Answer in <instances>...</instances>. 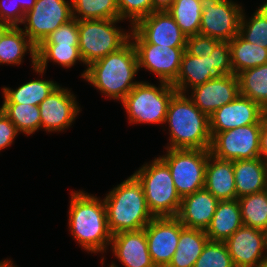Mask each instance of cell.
Segmentation results:
<instances>
[{"mask_svg": "<svg viewBox=\"0 0 267 267\" xmlns=\"http://www.w3.org/2000/svg\"><path fill=\"white\" fill-rule=\"evenodd\" d=\"M69 203V231L77 244L88 253L105 254L112 234L104 200L80 190L71 193Z\"/></svg>", "mask_w": 267, "mask_h": 267, "instance_id": "cell-1", "label": "cell"}, {"mask_svg": "<svg viewBox=\"0 0 267 267\" xmlns=\"http://www.w3.org/2000/svg\"><path fill=\"white\" fill-rule=\"evenodd\" d=\"M85 69L81 77L111 100L121 102L140 82L134 80L139 69L136 50L131 40Z\"/></svg>", "mask_w": 267, "mask_h": 267, "instance_id": "cell-2", "label": "cell"}, {"mask_svg": "<svg viewBox=\"0 0 267 267\" xmlns=\"http://www.w3.org/2000/svg\"><path fill=\"white\" fill-rule=\"evenodd\" d=\"M169 126L170 149H210V120L188 93L176 92L170 100L165 124Z\"/></svg>", "mask_w": 267, "mask_h": 267, "instance_id": "cell-3", "label": "cell"}, {"mask_svg": "<svg viewBox=\"0 0 267 267\" xmlns=\"http://www.w3.org/2000/svg\"><path fill=\"white\" fill-rule=\"evenodd\" d=\"M103 200L112 235L144 229L154 218L147 206L142 183L134 174L111 189Z\"/></svg>", "mask_w": 267, "mask_h": 267, "instance_id": "cell-4", "label": "cell"}, {"mask_svg": "<svg viewBox=\"0 0 267 267\" xmlns=\"http://www.w3.org/2000/svg\"><path fill=\"white\" fill-rule=\"evenodd\" d=\"M133 174L142 183L147 206L154 217H176L181 204L168 165L154 157Z\"/></svg>", "mask_w": 267, "mask_h": 267, "instance_id": "cell-5", "label": "cell"}, {"mask_svg": "<svg viewBox=\"0 0 267 267\" xmlns=\"http://www.w3.org/2000/svg\"><path fill=\"white\" fill-rule=\"evenodd\" d=\"M177 90L169 83L158 86L140 81L121 101L129 124H164L168 106Z\"/></svg>", "mask_w": 267, "mask_h": 267, "instance_id": "cell-6", "label": "cell"}, {"mask_svg": "<svg viewBox=\"0 0 267 267\" xmlns=\"http://www.w3.org/2000/svg\"><path fill=\"white\" fill-rule=\"evenodd\" d=\"M121 19L78 20V47L85 66L113 53L130 40L128 32L116 24Z\"/></svg>", "mask_w": 267, "mask_h": 267, "instance_id": "cell-7", "label": "cell"}, {"mask_svg": "<svg viewBox=\"0 0 267 267\" xmlns=\"http://www.w3.org/2000/svg\"><path fill=\"white\" fill-rule=\"evenodd\" d=\"M159 156L169 167L175 189L181 199L205 185L209 149H170Z\"/></svg>", "mask_w": 267, "mask_h": 267, "instance_id": "cell-8", "label": "cell"}, {"mask_svg": "<svg viewBox=\"0 0 267 267\" xmlns=\"http://www.w3.org/2000/svg\"><path fill=\"white\" fill-rule=\"evenodd\" d=\"M262 123L239 126L228 131L211 133L210 154L222 160H246L261 157Z\"/></svg>", "mask_w": 267, "mask_h": 267, "instance_id": "cell-9", "label": "cell"}, {"mask_svg": "<svg viewBox=\"0 0 267 267\" xmlns=\"http://www.w3.org/2000/svg\"><path fill=\"white\" fill-rule=\"evenodd\" d=\"M73 18L72 0H36L25 13L23 32L38 47L49 34Z\"/></svg>", "mask_w": 267, "mask_h": 267, "instance_id": "cell-10", "label": "cell"}, {"mask_svg": "<svg viewBox=\"0 0 267 267\" xmlns=\"http://www.w3.org/2000/svg\"><path fill=\"white\" fill-rule=\"evenodd\" d=\"M130 40L138 60V69L154 73L159 82L172 84L179 73L182 56L186 47H168L145 43L132 29Z\"/></svg>", "mask_w": 267, "mask_h": 267, "instance_id": "cell-11", "label": "cell"}, {"mask_svg": "<svg viewBox=\"0 0 267 267\" xmlns=\"http://www.w3.org/2000/svg\"><path fill=\"white\" fill-rule=\"evenodd\" d=\"M202 16L199 33L219 41H230L239 34L242 4L233 0H200Z\"/></svg>", "mask_w": 267, "mask_h": 267, "instance_id": "cell-12", "label": "cell"}, {"mask_svg": "<svg viewBox=\"0 0 267 267\" xmlns=\"http://www.w3.org/2000/svg\"><path fill=\"white\" fill-rule=\"evenodd\" d=\"M43 131L64 132L82 111L76 96L68 88L59 85L39 105ZM81 110V111H80Z\"/></svg>", "mask_w": 267, "mask_h": 267, "instance_id": "cell-13", "label": "cell"}, {"mask_svg": "<svg viewBox=\"0 0 267 267\" xmlns=\"http://www.w3.org/2000/svg\"><path fill=\"white\" fill-rule=\"evenodd\" d=\"M185 226L176 217H154L145 227L148 250L155 267H167Z\"/></svg>", "mask_w": 267, "mask_h": 267, "instance_id": "cell-14", "label": "cell"}, {"mask_svg": "<svg viewBox=\"0 0 267 267\" xmlns=\"http://www.w3.org/2000/svg\"><path fill=\"white\" fill-rule=\"evenodd\" d=\"M235 267H258L267 257V233L242 225L226 241Z\"/></svg>", "mask_w": 267, "mask_h": 267, "instance_id": "cell-15", "label": "cell"}, {"mask_svg": "<svg viewBox=\"0 0 267 267\" xmlns=\"http://www.w3.org/2000/svg\"><path fill=\"white\" fill-rule=\"evenodd\" d=\"M267 111L250 98L240 94L218 108L210 117V133L228 131L239 126L263 123Z\"/></svg>", "mask_w": 267, "mask_h": 267, "instance_id": "cell-16", "label": "cell"}, {"mask_svg": "<svg viewBox=\"0 0 267 267\" xmlns=\"http://www.w3.org/2000/svg\"><path fill=\"white\" fill-rule=\"evenodd\" d=\"M145 43L186 47L187 36L167 11H154L131 28Z\"/></svg>", "mask_w": 267, "mask_h": 267, "instance_id": "cell-17", "label": "cell"}, {"mask_svg": "<svg viewBox=\"0 0 267 267\" xmlns=\"http://www.w3.org/2000/svg\"><path fill=\"white\" fill-rule=\"evenodd\" d=\"M188 96L208 117L218 108L230 103L239 95V82L235 74L220 75L190 89Z\"/></svg>", "mask_w": 267, "mask_h": 267, "instance_id": "cell-18", "label": "cell"}, {"mask_svg": "<svg viewBox=\"0 0 267 267\" xmlns=\"http://www.w3.org/2000/svg\"><path fill=\"white\" fill-rule=\"evenodd\" d=\"M110 249L124 267H155L144 229L112 235Z\"/></svg>", "mask_w": 267, "mask_h": 267, "instance_id": "cell-19", "label": "cell"}, {"mask_svg": "<svg viewBox=\"0 0 267 267\" xmlns=\"http://www.w3.org/2000/svg\"><path fill=\"white\" fill-rule=\"evenodd\" d=\"M219 200L205 188L181 199L176 218L186 227L206 230Z\"/></svg>", "mask_w": 267, "mask_h": 267, "instance_id": "cell-20", "label": "cell"}, {"mask_svg": "<svg viewBox=\"0 0 267 267\" xmlns=\"http://www.w3.org/2000/svg\"><path fill=\"white\" fill-rule=\"evenodd\" d=\"M204 188L219 201L237 199L233 161L222 160L209 154Z\"/></svg>", "mask_w": 267, "mask_h": 267, "instance_id": "cell-21", "label": "cell"}, {"mask_svg": "<svg viewBox=\"0 0 267 267\" xmlns=\"http://www.w3.org/2000/svg\"><path fill=\"white\" fill-rule=\"evenodd\" d=\"M219 75L214 71L212 55L201 58L190 55L186 50L182 56L180 70L171 84L177 92L188 93L190 88L204 84Z\"/></svg>", "mask_w": 267, "mask_h": 267, "instance_id": "cell-22", "label": "cell"}, {"mask_svg": "<svg viewBox=\"0 0 267 267\" xmlns=\"http://www.w3.org/2000/svg\"><path fill=\"white\" fill-rule=\"evenodd\" d=\"M237 199L267 189V165L261 157L233 161Z\"/></svg>", "mask_w": 267, "mask_h": 267, "instance_id": "cell-23", "label": "cell"}, {"mask_svg": "<svg viewBox=\"0 0 267 267\" xmlns=\"http://www.w3.org/2000/svg\"><path fill=\"white\" fill-rule=\"evenodd\" d=\"M243 225L237 199L219 201L205 233L211 241L225 242Z\"/></svg>", "mask_w": 267, "mask_h": 267, "instance_id": "cell-24", "label": "cell"}, {"mask_svg": "<svg viewBox=\"0 0 267 267\" xmlns=\"http://www.w3.org/2000/svg\"><path fill=\"white\" fill-rule=\"evenodd\" d=\"M37 47L20 26H12L0 41V65H20L25 54H30L32 69L36 67ZM29 51V52H28Z\"/></svg>", "mask_w": 267, "mask_h": 267, "instance_id": "cell-25", "label": "cell"}, {"mask_svg": "<svg viewBox=\"0 0 267 267\" xmlns=\"http://www.w3.org/2000/svg\"><path fill=\"white\" fill-rule=\"evenodd\" d=\"M208 240L205 230L184 227L172 261L167 267H194Z\"/></svg>", "mask_w": 267, "mask_h": 267, "instance_id": "cell-26", "label": "cell"}, {"mask_svg": "<svg viewBox=\"0 0 267 267\" xmlns=\"http://www.w3.org/2000/svg\"><path fill=\"white\" fill-rule=\"evenodd\" d=\"M59 86V83L52 80L35 79L21 84L16 89L2 87V103L31 104L38 106L53 90Z\"/></svg>", "mask_w": 267, "mask_h": 267, "instance_id": "cell-27", "label": "cell"}, {"mask_svg": "<svg viewBox=\"0 0 267 267\" xmlns=\"http://www.w3.org/2000/svg\"><path fill=\"white\" fill-rule=\"evenodd\" d=\"M49 61L67 69L76 65L77 62L84 65L78 46L40 44L36 50V67L33 68L34 72L43 77Z\"/></svg>", "mask_w": 267, "mask_h": 267, "instance_id": "cell-28", "label": "cell"}, {"mask_svg": "<svg viewBox=\"0 0 267 267\" xmlns=\"http://www.w3.org/2000/svg\"><path fill=\"white\" fill-rule=\"evenodd\" d=\"M233 74L267 63V48L250 43L237 34L229 41Z\"/></svg>", "mask_w": 267, "mask_h": 267, "instance_id": "cell-29", "label": "cell"}, {"mask_svg": "<svg viewBox=\"0 0 267 267\" xmlns=\"http://www.w3.org/2000/svg\"><path fill=\"white\" fill-rule=\"evenodd\" d=\"M239 94L267 111V63L237 74Z\"/></svg>", "mask_w": 267, "mask_h": 267, "instance_id": "cell-30", "label": "cell"}, {"mask_svg": "<svg viewBox=\"0 0 267 267\" xmlns=\"http://www.w3.org/2000/svg\"><path fill=\"white\" fill-rule=\"evenodd\" d=\"M166 11L187 37L199 33L203 11L200 0H175Z\"/></svg>", "mask_w": 267, "mask_h": 267, "instance_id": "cell-31", "label": "cell"}, {"mask_svg": "<svg viewBox=\"0 0 267 267\" xmlns=\"http://www.w3.org/2000/svg\"><path fill=\"white\" fill-rule=\"evenodd\" d=\"M242 223L267 233V190L237 199Z\"/></svg>", "mask_w": 267, "mask_h": 267, "instance_id": "cell-32", "label": "cell"}, {"mask_svg": "<svg viewBox=\"0 0 267 267\" xmlns=\"http://www.w3.org/2000/svg\"><path fill=\"white\" fill-rule=\"evenodd\" d=\"M0 108L23 135H32L41 129L39 106L31 104L2 103Z\"/></svg>", "mask_w": 267, "mask_h": 267, "instance_id": "cell-33", "label": "cell"}, {"mask_svg": "<svg viewBox=\"0 0 267 267\" xmlns=\"http://www.w3.org/2000/svg\"><path fill=\"white\" fill-rule=\"evenodd\" d=\"M72 15L77 20L119 19L117 0H72Z\"/></svg>", "mask_w": 267, "mask_h": 267, "instance_id": "cell-34", "label": "cell"}, {"mask_svg": "<svg viewBox=\"0 0 267 267\" xmlns=\"http://www.w3.org/2000/svg\"><path fill=\"white\" fill-rule=\"evenodd\" d=\"M254 11L251 17L247 18L243 9L239 35L250 43L267 48V9L260 5Z\"/></svg>", "mask_w": 267, "mask_h": 267, "instance_id": "cell-35", "label": "cell"}, {"mask_svg": "<svg viewBox=\"0 0 267 267\" xmlns=\"http://www.w3.org/2000/svg\"><path fill=\"white\" fill-rule=\"evenodd\" d=\"M194 267H235L225 242L208 240Z\"/></svg>", "mask_w": 267, "mask_h": 267, "instance_id": "cell-36", "label": "cell"}, {"mask_svg": "<svg viewBox=\"0 0 267 267\" xmlns=\"http://www.w3.org/2000/svg\"><path fill=\"white\" fill-rule=\"evenodd\" d=\"M117 4L119 19L130 20V28L153 12V0H117Z\"/></svg>", "mask_w": 267, "mask_h": 267, "instance_id": "cell-37", "label": "cell"}, {"mask_svg": "<svg viewBox=\"0 0 267 267\" xmlns=\"http://www.w3.org/2000/svg\"><path fill=\"white\" fill-rule=\"evenodd\" d=\"M78 39V20L76 18H72L68 22L59 26L54 32L49 34L41 44L78 46Z\"/></svg>", "mask_w": 267, "mask_h": 267, "instance_id": "cell-38", "label": "cell"}, {"mask_svg": "<svg viewBox=\"0 0 267 267\" xmlns=\"http://www.w3.org/2000/svg\"><path fill=\"white\" fill-rule=\"evenodd\" d=\"M210 55H212L214 71L219 76L233 74L231 48L228 41H219Z\"/></svg>", "mask_w": 267, "mask_h": 267, "instance_id": "cell-39", "label": "cell"}, {"mask_svg": "<svg viewBox=\"0 0 267 267\" xmlns=\"http://www.w3.org/2000/svg\"><path fill=\"white\" fill-rule=\"evenodd\" d=\"M219 40L212 38L211 36H206L198 33L194 36L187 37L186 51L193 56L199 58L203 56H210L215 45Z\"/></svg>", "mask_w": 267, "mask_h": 267, "instance_id": "cell-40", "label": "cell"}, {"mask_svg": "<svg viewBox=\"0 0 267 267\" xmlns=\"http://www.w3.org/2000/svg\"><path fill=\"white\" fill-rule=\"evenodd\" d=\"M24 17L25 12L17 4V0H0V22L10 26H19Z\"/></svg>", "mask_w": 267, "mask_h": 267, "instance_id": "cell-41", "label": "cell"}, {"mask_svg": "<svg viewBox=\"0 0 267 267\" xmlns=\"http://www.w3.org/2000/svg\"><path fill=\"white\" fill-rule=\"evenodd\" d=\"M18 134L15 125L0 108V151L10 147Z\"/></svg>", "mask_w": 267, "mask_h": 267, "instance_id": "cell-42", "label": "cell"}, {"mask_svg": "<svg viewBox=\"0 0 267 267\" xmlns=\"http://www.w3.org/2000/svg\"><path fill=\"white\" fill-rule=\"evenodd\" d=\"M260 153L263 160H267V115L262 123V130L260 134Z\"/></svg>", "mask_w": 267, "mask_h": 267, "instance_id": "cell-43", "label": "cell"}, {"mask_svg": "<svg viewBox=\"0 0 267 267\" xmlns=\"http://www.w3.org/2000/svg\"><path fill=\"white\" fill-rule=\"evenodd\" d=\"M175 0H153V12L154 11H166Z\"/></svg>", "mask_w": 267, "mask_h": 267, "instance_id": "cell-44", "label": "cell"}, {"mask_svg": "<svg viewBox=\"0 0 267 267\" xmlns=\"http://www.w3.org/2000/svg\"><path fill=\"white\" fill-rule=\"evenodd\" d=\"M36 0H17V4H19L22 10L26 13L31 10L35 5Z\"/></svg>", "mask_w": 267, "mask_h": 267, "instance_id": "cell-45", "label": "cell"}, {"mask_svg": "<svg viewBox=\"0 0 267 267\" xmlns=\"http://www.w3.org/2000/svg\"><path fill=\"white\" fill-rule=\"evenodd\" d=\"M12 26L6 24V23H3V22H0V41L3 37V35L11 28Z\"/></svg>", "mask_w": 267, "mask_h": 267, "instance_id": "cell-46", "label": "cell"}, {"mask_svg": "<svg viewBox=\"0 0 267 267\" xmlns=\"http://www.w3.org/2000/svg\"><path fill=\"white\" fill-rule=\"evenodd\" d=\"M13 261L10 259H4V261H0V267H18L15 264L13 265Z\"/></svg>", "mask_w": 267, "mask_h": 267, "instance_id": "cell-47", "label": "cell"}, {"mask_svg": "<svg viewBox=\"0 0 267 267\" xmlns=\"http://www.w3.org/2000/svg\"><path fill=\"white\" fill-rule=\"evenodd\" d=\"M258 267H267V257L258 265Z\"/></svg>", "mask_w": 267, "mask_h": 267, "instance_id": "cell-48", "label": "cell"}, {"mask_svg": "<svg viewBox=\"0 0 267 267\" xmlns=\"http://www.w3.org/2000/svg\"><path fill=\"white\" fill-rule=\"evenodd\" d=\"M109 267H119V266H116L115 262H112L111 265H109Z\"/></svg>", "mask_w": 267, "mask_h": 267, "instance_id": "cell-49", "label": "cell"}, {"mask_svg": "<svg viewBox=\"0 0 267 267\" xmlns=\"http://www.w3.org/2000/svg\"><path fill=\"white\" fill-rule=\"evenodd\" d=\"M263 6L267 9V1L263 3Z\"/></svg>", "mask_w": 267, "mask_h": 267, "instance_id": "cell-50", "label": "cell"}]
</instances>
